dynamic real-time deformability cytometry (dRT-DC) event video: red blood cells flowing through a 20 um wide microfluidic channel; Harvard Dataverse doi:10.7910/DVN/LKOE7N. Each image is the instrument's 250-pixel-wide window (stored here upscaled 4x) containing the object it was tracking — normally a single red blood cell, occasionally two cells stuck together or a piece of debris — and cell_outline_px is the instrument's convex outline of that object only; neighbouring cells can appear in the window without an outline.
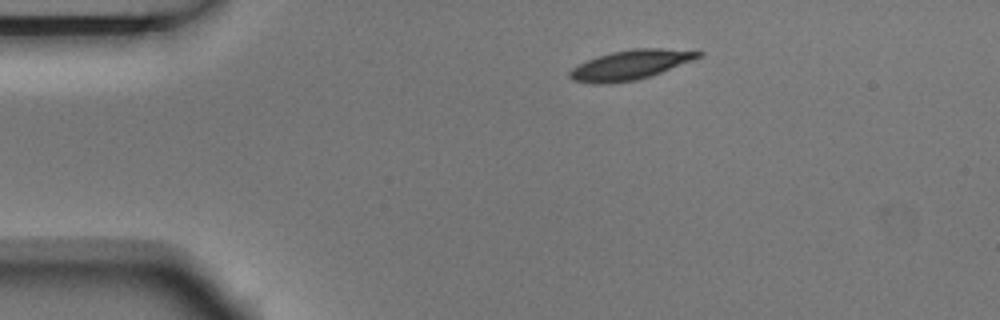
{"species": "Egyptian fruit bat (a non-hibernating species)", "species_latin": "Rousettus aegyptiacus", "temperature_condition": "room temperature", "stored_images_in_passage": 2, "camera_frame_rate_fps": 3000, "um_per_image_px": 0.085, "animal": {"sex": "male"}, "frame": {"image": 1, "passage_image": 1, "time_ms": 0.0, "image_size_px": [1000, 320], "cell_outline_px": [[704, 52], [700, 56], [692, 60], [660, 72], [636, 80], [608, 84], [596, 84], [572, 80], [568, 76], [568, 72], [572, 68], [584, 60], [596, 56], [612, 52], [636, 48], [660, 48]], "centroid_in_image_um": [53.49, 5.52], "position_along_channel_um": 31.5, "area_um2": 21.96}}